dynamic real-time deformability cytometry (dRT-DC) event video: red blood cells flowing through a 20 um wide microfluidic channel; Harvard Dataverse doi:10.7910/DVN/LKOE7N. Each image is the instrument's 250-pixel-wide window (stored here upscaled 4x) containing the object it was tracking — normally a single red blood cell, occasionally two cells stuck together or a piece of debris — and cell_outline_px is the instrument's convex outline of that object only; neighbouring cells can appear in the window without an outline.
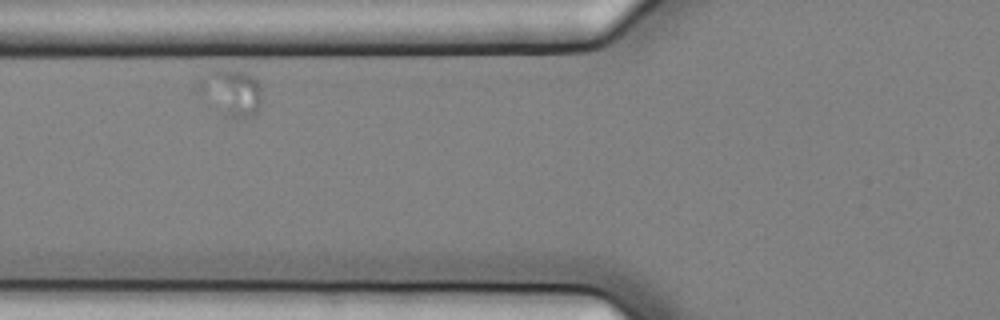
{"species": "common noctule bat (a hibernating species)", "species_latin": "Nyctalus noctula", "temperature_condition": "cold", "stored_images_in_passage": 6, "camera_frame_rate_fps": 3000, "um_per_image_px": 0.085, "animal": {"sex": "female", "body_mass_g": 25.1}, "frame": {"image": 1, "passage_image": 2, "time_ms": 0.333, "image_size_px": [1000, 320], "cell_outline_px": [[260, 108], [256, 116], [232, 116], [196, 88], [196, 84], [208, 72], [216, 68], [236, 68], [248, 72], [256, 80], [260, 88]], "centroid_in_image_um": [19.73, 7.73], "position_along_channel_um": 106.1, "area_um2": 16.36}}
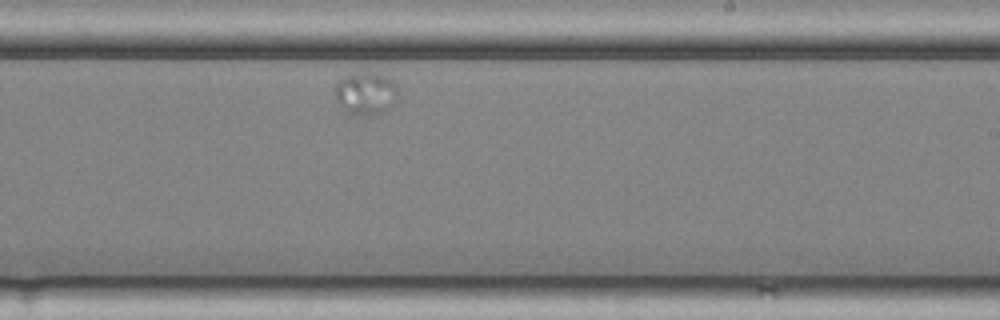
{"frame": {"image": 2, "passage_image": 6, "time_ms": 1.667, "image_size_px": [1000, 320], "cell_outline_px": [[396, 96], [392, 108], [372, 116], [348, 112], [336, 100], [336, 84], [344, 76], [364, 72], [368, 72], [384, 76], [392, 80], [396, 84]], "centroid_in_image_um": [31.11, 7.94], "position_along_channel_um": 257.9, "area_um2": 15.26}}